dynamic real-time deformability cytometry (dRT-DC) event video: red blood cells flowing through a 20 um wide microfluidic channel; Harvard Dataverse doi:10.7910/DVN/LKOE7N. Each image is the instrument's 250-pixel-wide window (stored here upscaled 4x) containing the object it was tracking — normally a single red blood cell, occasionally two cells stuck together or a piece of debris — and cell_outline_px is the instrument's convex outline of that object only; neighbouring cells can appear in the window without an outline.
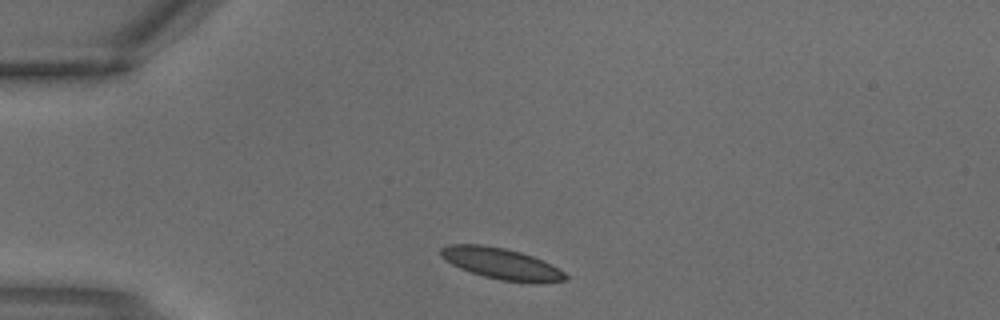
{"species": "common noctule bat (a hibernating species)", "species_latin": "Nyctalus noctula", "temperature_condition": "warm", "stored_images_in_passage": 2, "segment_of_instrument_passage": [2, 2], "camera_frame_rate_fps": 3000, "um_per_image_px": 0.085, "animal": {"sex": "male", "body_mass_g": 18.8}, "frame": {"image": 1, "passage_image": 2, "time_ms": 0.333, "image_size_px": [1000, 320], "cell_outline_px": [[568, 280], [500, 280], [484, 276], [460, 268], [452, 264], [440, 256], [440, 248], [448, 244], [480, 244], [504, 248], [520, 252], [532, 256], [564, 272], [568, 276]], "centroid_in_image_um": [42.48, 22.35], "position_along_channel_um": 42.5, "area_um2": 21.62}}